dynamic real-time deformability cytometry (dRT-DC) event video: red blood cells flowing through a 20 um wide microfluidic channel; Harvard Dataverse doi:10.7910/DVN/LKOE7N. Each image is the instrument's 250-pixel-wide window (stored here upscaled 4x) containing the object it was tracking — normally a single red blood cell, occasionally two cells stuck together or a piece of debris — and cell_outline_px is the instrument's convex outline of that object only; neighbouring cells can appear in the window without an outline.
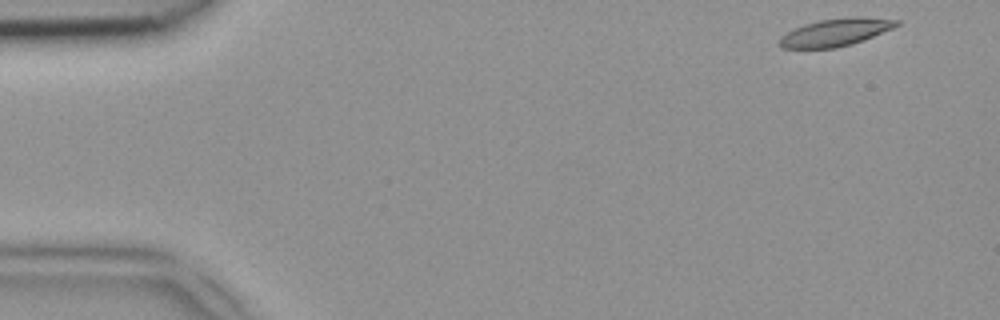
{"species": "common noctule bat (a hibernating species)", "species_latin": "Nyctalus noctula", "temperature_condition": "room temperature", "stored_images_in_passage": 44, "camera_frame_rate_fps": 3000, "um_per_image_px": 0.085, "animal": {"sex": "female", "body_mass_g": 18.4}, "frame": {"image": 1, "passage_image": 1, "time_ms": 0.0, "image_size_px": [1000, 320], "cell_outline_px": [[900, 24], [892, 28], [864, 40], [852, 44], [836, 48], [780, 48], [780, 36], [804, 24], [820, 20], [852, 16], [864, 16], [900, 20]], "centroid_in_image_um": [71.06, 2.74], "position_along_channel_um": 13.9, "area_um2": 18.79}}
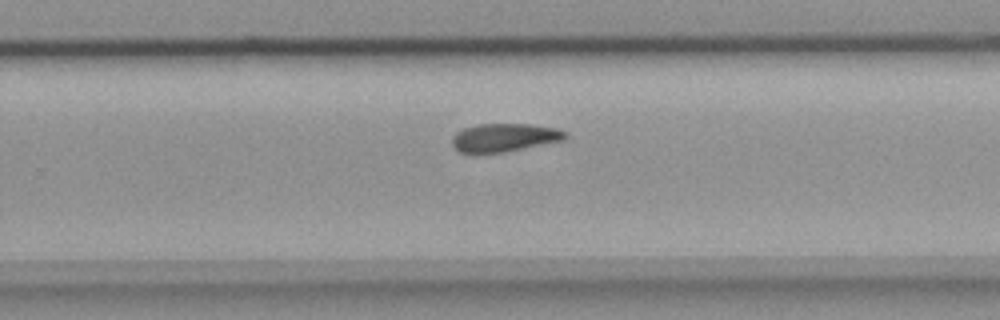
{"frame": {"image": 2, "passage_image": 29, "time_ms": 9.333, "image_size_px": [1000, 320], "cell_outline_px": [[568, 136], [564, 140], [504, 152], [476, 156], [460, 152], [452, 144], [452, 136], [456, 132], [464, 128], [476, 124], [528, 124], [556, 128], [568, 132]], "centroid_in_image_um": [42.82, 11.72], "position_along_channel_um": 287.0, "area_um2": 19.13}}
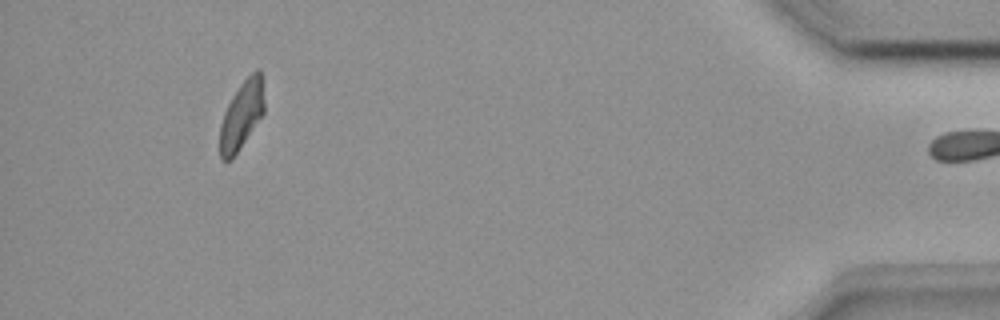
{"frame": {"image": 3, "passage_image": 43, "time_ms": 14.0, "image_size_px": [1000, 320], "cell_outline_px": [[264, 112], [232, 160], [220, 160], [220, 124], [224, 112], [232, 96], [240, 84], [256, 68], [260, 68], [264, 100]], "centroid_in_image_um": [20.53, 9.78], "position_along_channel_um": 414.7, "area_um2": 17.51}}